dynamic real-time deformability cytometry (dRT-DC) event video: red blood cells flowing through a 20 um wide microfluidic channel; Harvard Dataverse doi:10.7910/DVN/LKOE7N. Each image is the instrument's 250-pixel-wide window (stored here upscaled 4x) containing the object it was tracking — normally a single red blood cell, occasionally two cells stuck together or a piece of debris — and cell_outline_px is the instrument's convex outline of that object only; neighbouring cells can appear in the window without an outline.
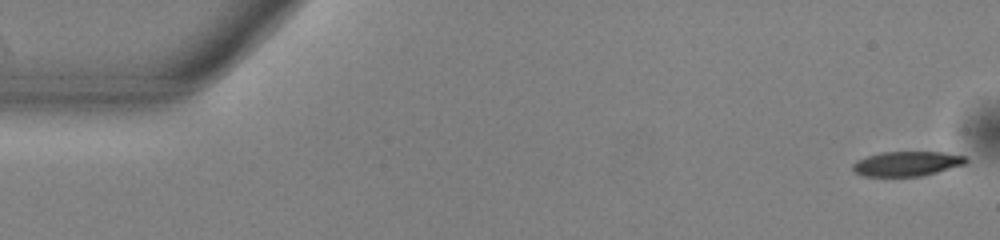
{"species": "common noctule bat (a hibernating species)", "species_latin": "Nyctalus noctula", "temperature_condition": "warm", "stored_images_in_passage": 52, "camera_frame_rate_fps": 3000, "um_per_image_px": 0.085, "animal": {"sex": "male", "body_mass_g": 13.0, "forearm_length_mm": 53.1}, "frame": {"image": 1, "passage_image": 1, "time_ms": 0.0, "image_size_px": [1000, 240], "cell_outline_px": [[968, 160], [964, 164], [936, 172], [920, 176], [860, 176], [852, 172], [852, 164], [856, 160], [880, 152], [944, 152], [964, 156]], "centroid_in_image_um": [77.01, 13.91], "position_along_channel_um": 8.0, "area_um2": 16.3}}
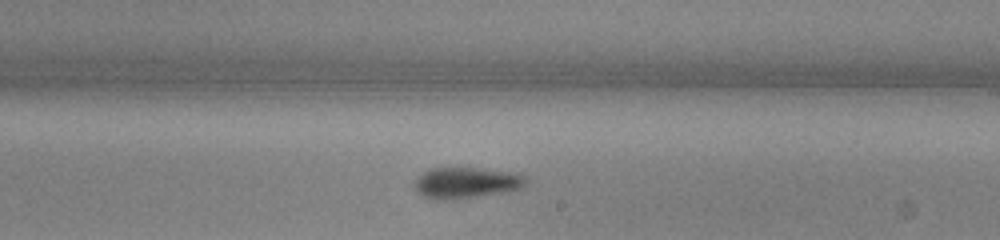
{"frame": {"image": 2, "passage_image": 30, "time_ms": 9.667, "image_size_px": [1000, 240], "cell_outline_px": [[528, 180], [524, 188], [452, 200], [432, 200], [420, 196], [416, 192], [416, 176], [428, 168], [476, 168], [508, 172], [528, 176]], "centroid_in_image_um": [39.58, 15.54], "position_along_channel_um": 249.4, "area_um2": 20.29}}
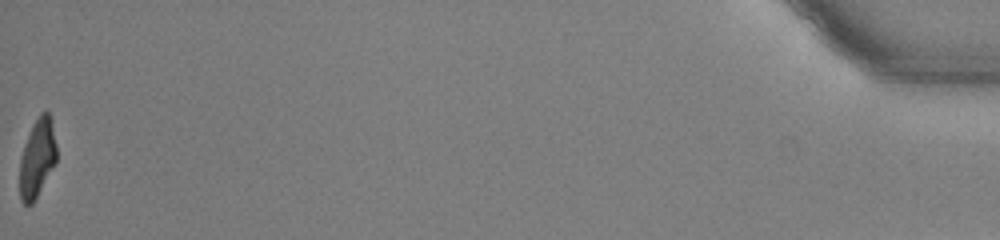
{"frame": {"image": 3, "passage_image": 52, "time_ms": 17.0, "image_size_px": [1000, 240], "cell_outline_px": [[56, 164], [32, 204], [24, 204], [20, 200], [20, 156], [24, 144], [32, 124], [40, 112], [48, 112], [56, 144]], "centroid_in_image_um": [3.15, 13.45], "position_along_channel_um": 432.0, "area_um2": 16.76}, "authors_computed_cell_mechanics": {"area_um2": 18.6694, "velocity_mm_per_s": 3.9462, "shape_relaxation_time_tau1_ms": 2.599, "shape_relaxation_time_tau2_ms": 6.2181, "deformation_change_tau1": 0.1458, "deformation_change_tau2": 0.1486}}